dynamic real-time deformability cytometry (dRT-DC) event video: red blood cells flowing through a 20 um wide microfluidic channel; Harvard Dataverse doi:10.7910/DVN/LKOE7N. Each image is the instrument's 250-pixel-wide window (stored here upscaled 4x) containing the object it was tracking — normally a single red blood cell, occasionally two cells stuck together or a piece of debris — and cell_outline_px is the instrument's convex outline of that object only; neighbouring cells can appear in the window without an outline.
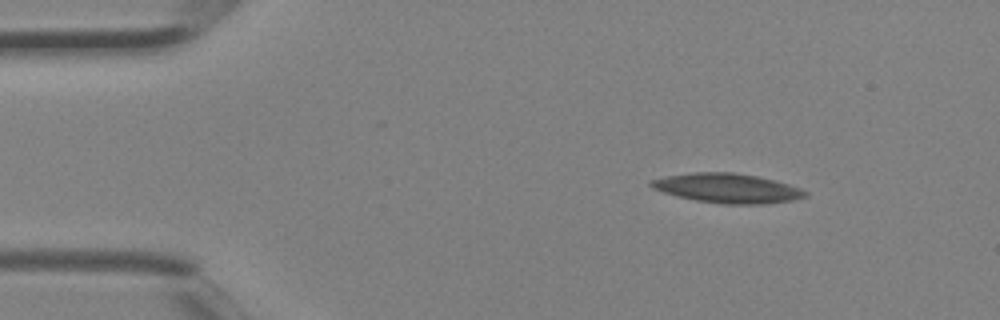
{"species": "Egyptian fruit bat (a non-hibernating species)", "species_latin": "Rousettus aegyptiacus", "temperature_condition": "room temperature", "stored_images_in_passage": 3, "camera_frame_rate_fps": 3000, "um_per_image_px": 0.085, "animal": {"sex": "female"}, "frame": {"image": 1, "passage_image": 1, "time_ms": 0.0, "image_size_px": [1000, 320], "cell_outline_px": [[808, 196], [792, 200], [764, 204], [724, 204], [696, 200], [676, 196], [652, 188], [648, 184], [648, 180], [668, 176], [692, 172], [732, 172], [756, 176], [776, 180], [800, 188], [808, 192]], "centroid_in_image_um": [61.82, 15.99], "position_along_channel_um": 23.2, "area_um2": 26.47}}
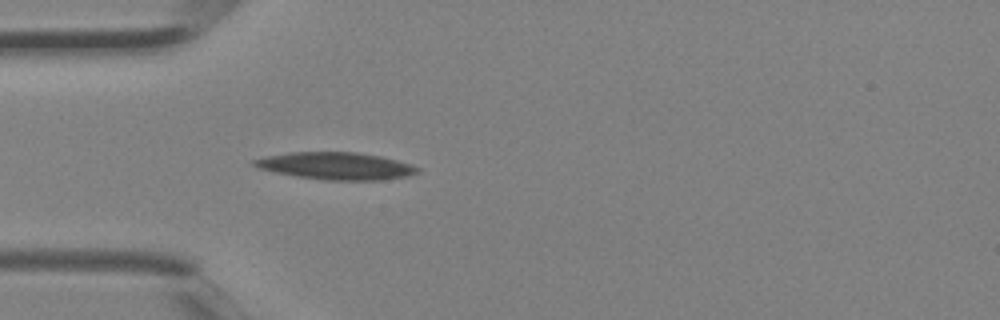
{"frame": {"image": 2, "passage_image": 3, "time_ms": 0.667, "image_size_px": [1000, 320], "cell_outline_px": [[420, 172], [408, 176], [384, 180], [324, 180], [276, 172], [256, 168], [252, 164], [252, 160], [264, 156], [288, 152], [356, 152], [380, 156], [412, 164], [420, 168]], "centroid_in_image_um": [28.57, 14.1], "position_along_channel_um": 56.4, "area_um2": 26.01}}